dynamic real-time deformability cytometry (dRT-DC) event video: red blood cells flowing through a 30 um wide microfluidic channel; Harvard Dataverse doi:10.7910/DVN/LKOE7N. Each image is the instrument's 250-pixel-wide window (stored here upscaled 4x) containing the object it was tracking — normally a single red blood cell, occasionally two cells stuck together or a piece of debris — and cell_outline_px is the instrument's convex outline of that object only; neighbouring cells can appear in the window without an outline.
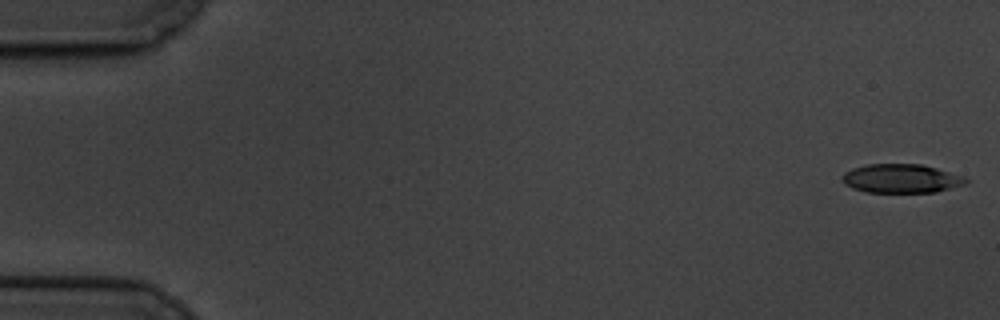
{"species": "common noctule bat (a hibernating species)", "species_latin": "Nyctalus noctula", "temperature_condition": "cold", "stored_images_in_passage": 11, "camera_frame_rate_fps": 3000, "um_per_image_px": 0.085, "animal": {"sex": "male", "body_mass_g": 19.5, "forearm_length_mm": 54.6}, "frame": {"image": 1, "passage_image": 1, "time_ms": 0.0, "image_size_px": [1000, 320], "cell_outline_px": [[968, 180], [964, 184], [936, 192], [868, 192], [852, 188], [844, 184], [840, 176], [844, 172], [852, 168], [864, 164], [920, 164], [936, 168], [964, 176]], "centroid_in_image_um": [76.55, 15.17], "position_along_channel_um": 8.4, "area_um2": 20.81}}